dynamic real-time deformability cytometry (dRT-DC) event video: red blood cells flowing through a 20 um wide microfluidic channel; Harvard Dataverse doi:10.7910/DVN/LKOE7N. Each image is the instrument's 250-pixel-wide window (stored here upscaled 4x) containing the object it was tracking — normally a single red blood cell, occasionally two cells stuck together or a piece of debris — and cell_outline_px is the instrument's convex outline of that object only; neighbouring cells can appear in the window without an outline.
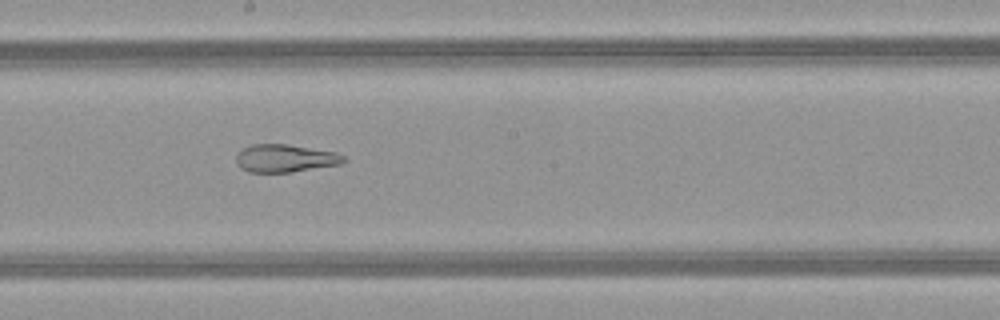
{"species": "common noctule bat (a hibernating species)", "species_latin": "Nyctalus noctula", "temperature_condition": "warm", "stored_images_in_passage": 51, "camera_frame_rate_fps": 3000, "um_per_image_px": 0.085, "animal": {"sex": "female", "body_mass_g": 21.9}, "frame": {"image": 1, "passage_image": 29, "time_ms": 9.333, "image_size_px": [1000, 320], "cell_outline_px": [[348, 160], [340, 164], [292, 172], [248, 172], [240, 168], [236, 164], [236, 156], [244, 148], [252, 144], [288, 144], [336, 152], [344, 156]], "centroid_in_image_um": [24.24, 13.46], "position_along_channel_um": 224.0, "area_um2": 17.46}}
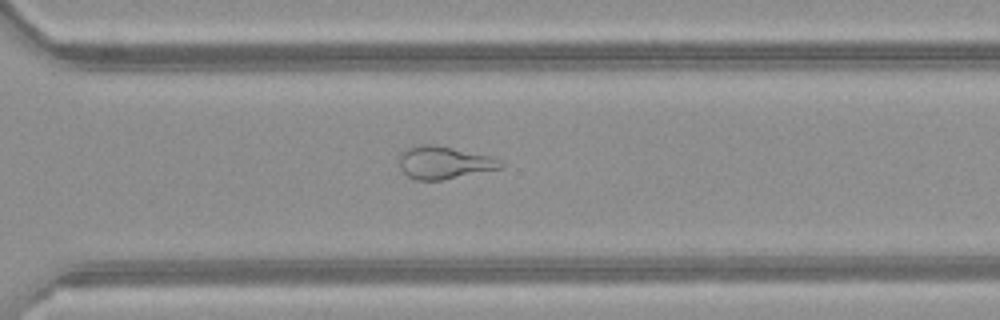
{"frame": {"image": 2, "passage_image": 37, "time_ms": 12.0, "image_size_px": [1000, 320], "cell_outline_px": [[504, 168], [440, 180], [416, 180], [408, 176], [400, 168], [396, 156], [400, 152], [412, 144], [436, 144], [488, 156], [500, 160], [504, 164]], "centroid_in_image_um": [37.67, 13.8], "position_along_channel_um": 332.9, "area_um2": 19.59}}
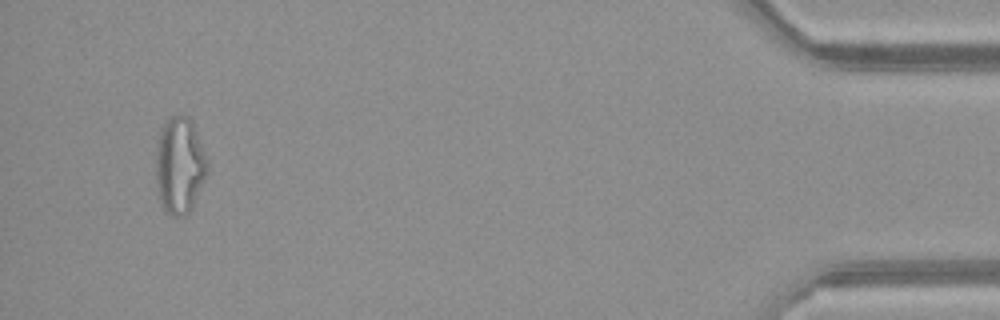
{"frame": {"image": 3, "passage_image": 49, "time_ms": 16.0, "image_size_px": [1000, 320], "cell_outline_px": [[208, 172], [188, 212], [184, 216], [172, 216], [164, 212], [160, 204], [156, 184], [156, 148], [160, 132], [168, 116], [188, 116], [192, 120], [208, 160]], "centroid_in_image_um": [15.25, 14.06], "position_along_channel_um": 419.9, "area_um2": 29.07}, "authors_computed_cell_mechanics": {"area_um2": 25.6632, "velocity_mm_per_s": 4.0931, "shape_relaxation_time_tau1_ms": null, "shape_relaxation_time_tau2_ms": 1.5909, "deformation_change_tau1": null, "deformation_change_tau2": 0.0893}}